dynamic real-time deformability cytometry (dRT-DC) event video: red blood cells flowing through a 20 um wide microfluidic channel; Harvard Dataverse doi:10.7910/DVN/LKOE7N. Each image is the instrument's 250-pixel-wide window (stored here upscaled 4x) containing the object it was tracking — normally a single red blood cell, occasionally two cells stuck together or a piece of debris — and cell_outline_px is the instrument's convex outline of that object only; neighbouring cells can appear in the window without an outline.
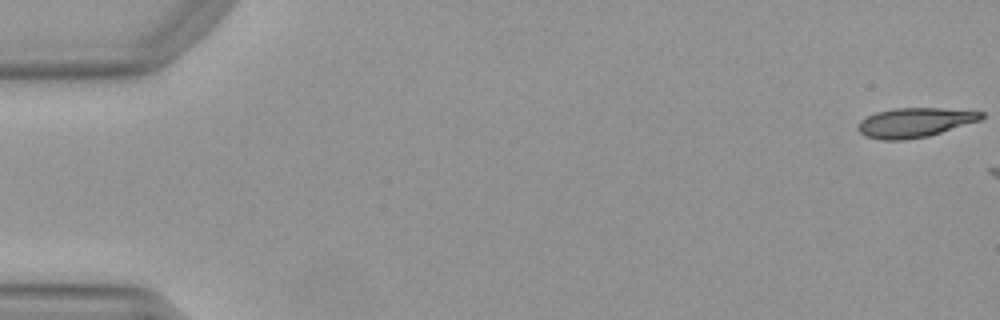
{"species": "Egyptian fruit bat (a non-hibernating species)", "species_latin": "Rousettus aegyptiacus", "temperature_condition": "warm", "stored_images_in_passage": 4, "camera_frame_rate_fps": 3000, "um_per_image_px": 0.085, "animal": {"sex": "female"}, "frame": {"image": 1, "passage_image": 1, "time_ms": 0.0, "image_size_px": [1000, 320], "cell_outline_px": [[984, 116], [980, 120], [928, 136], [904, 140], [880, 140], [864, 136], [856, 128], [856, 124], [860, 120], [876, 112], [892, 108], [940, 108], [984, 112]], "centroid_in_image_um": [77.69, 10.42], "position_along_channel_um": 7.3, "area_um2": 21.21}}